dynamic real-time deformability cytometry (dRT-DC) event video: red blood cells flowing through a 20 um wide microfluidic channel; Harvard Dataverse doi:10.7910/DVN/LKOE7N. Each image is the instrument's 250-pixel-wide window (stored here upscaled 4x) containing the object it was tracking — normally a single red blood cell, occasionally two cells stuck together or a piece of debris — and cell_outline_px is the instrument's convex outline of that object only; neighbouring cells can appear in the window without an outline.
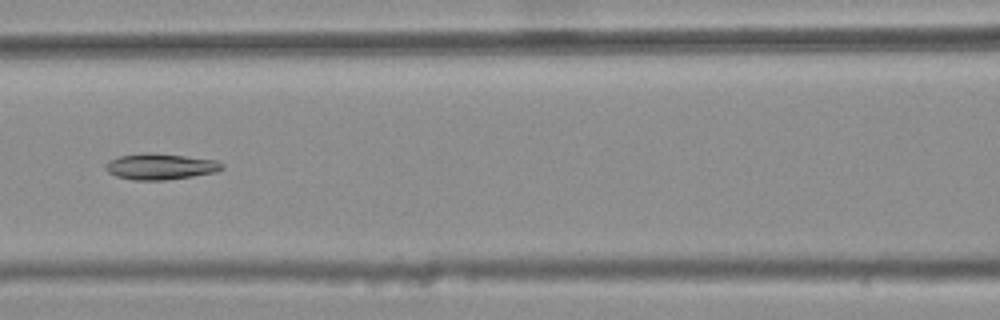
{"species": "common noctule bat (a hibernating species)", "species_latin": "Nyctalus noctula", "temperature_condition": "warm", "stored_images_in_passage": 36, "camera_frame_rate_fps": 3000, "um_per_image_px": 0.085, "animal": {"sex": "female", "body_mass_g": 25.1}, "frame": {"image": 1, "passage_image": 15, "time_ms": 4.667, "image_size_px": [1000, 320], "cell_outline_px": [[224, 168], [216, 172], [192, 176], [164, 180], [132, 180], [116, 176], [108, 172], [104, 168], [108, 160], [120, 156], [184, 156], [216, 160], [224, 164]], "centroid_in_image_um": [13.66, 14.21], "position_along_channel_um": 152.9, "area_um2": 16.7}}
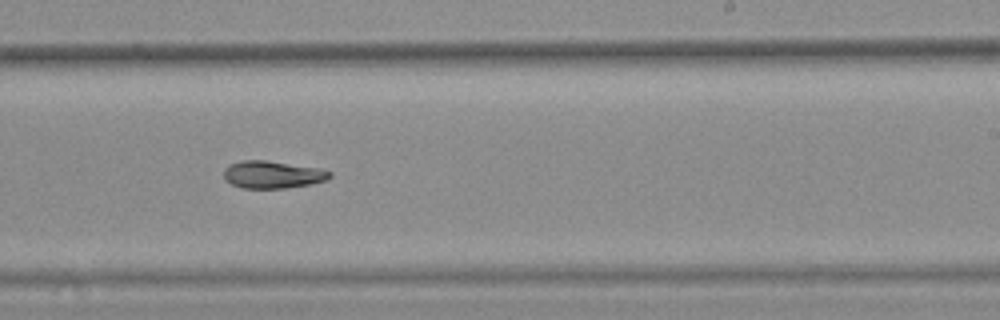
{"frame": {"image": 2, "passage_image": 24, "time_ms": 7.667, "image_size_px": [1000, 320], "cell_outline_px": [[332, 176], [324, 180], [308, 184], [284, 188], [240, 188], [224, 180], [224, 168], [240, 160], [264, 160], [320, 168], [332, 172]], "centroid_in_image_um": [23.13, 14.84], "position_along_channel_um": 265.9, "area_um2": 16.82}}
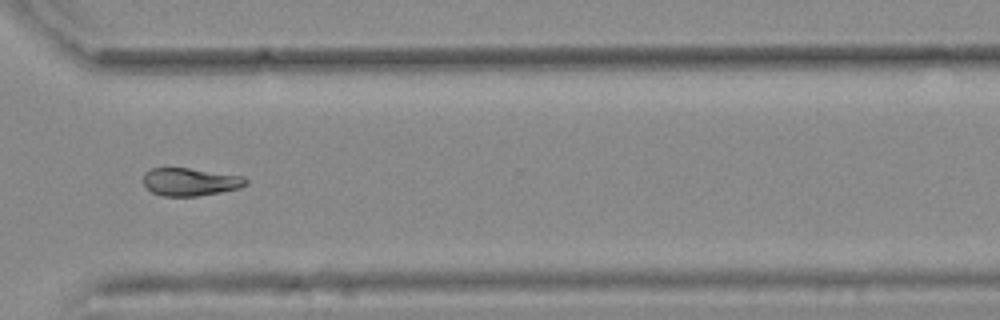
{"frame": {"image": 3, "passage_image": 31, "time_ms": 10.0, "image_size_px": [1000, 320], "cell_outline_px": [[248, 184], [240, 188], [220, 192], [196, 196], [160, 196], [152, 192], [144, 184], [144, 172], [152, 168], [188, 168], [244, 176], [248, 180]], "centroid_in_image_um": [16.19, 15.46], "position_along_channel_um": 354.4, "area_um2": 16.65}}